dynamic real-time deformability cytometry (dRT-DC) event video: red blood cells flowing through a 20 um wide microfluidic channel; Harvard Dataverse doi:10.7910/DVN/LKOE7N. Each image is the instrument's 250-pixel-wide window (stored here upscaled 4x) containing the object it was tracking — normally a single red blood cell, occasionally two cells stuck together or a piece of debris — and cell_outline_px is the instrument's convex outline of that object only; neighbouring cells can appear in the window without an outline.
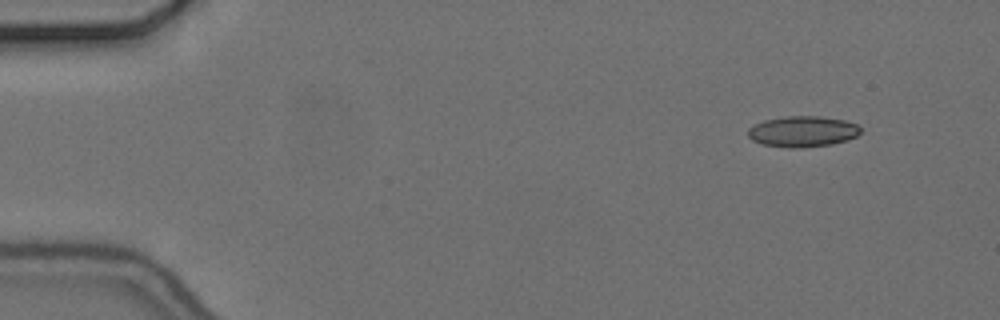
{"species": "common noctule bat (a hibernating species)", "species_latin": "Nyctalus noctula", "temperature_condition": "cold", "stored_images_in_passage": 51, "camera_frame_rate_fps": 3000, "um_per_image_px": 0.085, "animal": {"sex": "female", "body_mass_g": 24.6, "forearm_length_mm": 56.2}, "frame": {"image": 1, "passage_image": 1, "time_ms": 0.0, "image_size_px": [1000, 320], "cell_outline_px": [[860, 132], [856, 136], [848, 140], [832, 144], [800, 148], [788, 148], [764, 144], [752, 140], [748, 136], [748, 128], [764, 120], [788, 116], [820, 116], [844, 120], [856, 124], [860, 128]], "centroid_in_image_um": [68.23, 11.18], "position_along_channel_um": 16.8, "area_um2": 20.17}}
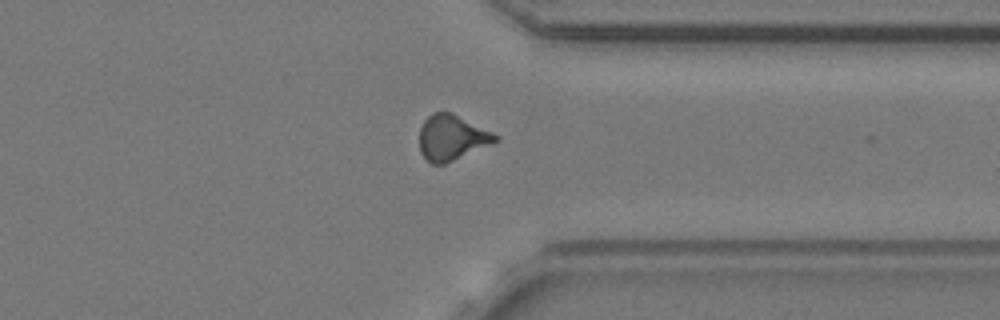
{"frame": {"image": 2, "passage_image": 39, "time_ms": 12.667, "image_size_px": [1000, 320], "cell_outline_px": [[500, 140], [444, 164], [432, 164], [420, 152], [420, 128], [424, 120], [432, 112], [452, 112], [500, 136]], "centroid_in_image_um": [38.4, 11.68], "position_along_channel_um": 373.0, "area_um2": 19.94}}
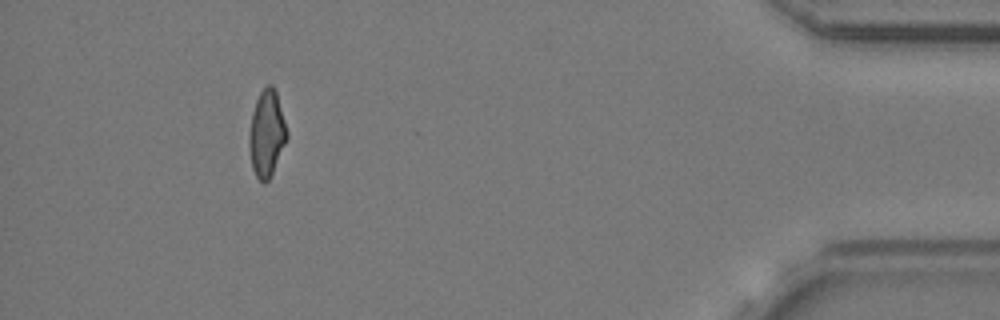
{"frame": {"image": 3, "passage_image": 47, "time_ms": 15.333, "image_size_px": [1000, 320], "cell_outline_px": [[288, 140], [268, 180], [264, 184], [256, 176], [252, 168], [248, 144], [248, 140], [252, 112], [256, 100], [260, 92], [268, 84], [272, 84], [276, 88], [288, 132]], "centroid_in_image_um": [22.68, 11.32], "position_along_channel_um": 412.5, "area_um2": 19.25}, "authors_computed_cell_mechanics": {"area_um2": 19.7098, "velocity_mm_per_s": 3.686, "shape_relaxation_time_tau1_ms": 10.568, "shape_relaxation_time_tau2_ms": 2.2947, "deformation_change_tau1": 0.186, "deformation_change_tau2": 0.0956}}